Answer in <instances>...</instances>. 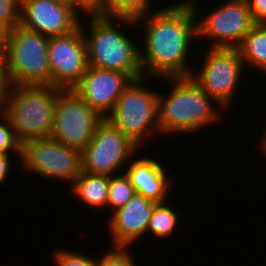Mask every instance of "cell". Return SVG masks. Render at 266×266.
Here are the masks:
<instances>
[{
	"instance_id": "1",
	"label": "cell",
	"mask_w": 266,
	"mask_h": 266,
	"mask_svg": "<svg viewBox=\"0 0 266 266\" xmlns=\"http://www.w3.org/2000/svg\"><path fill=\"white\" fill-rule=\"evenodd\" d=\"M198 4L197 0H182L135 17L136 23L143 25L145 34L142 41L145 49L143 52L139 48V59L147 80L154 76H190L195 70L187 64L192 39H197Z\"/></svg>"
},
{
	"instance_id": "2",
	"label": "cell",
	"mask_w": 266,
	"mask_h": 266,
	"mask_svg": "<svg viewBox=\"0 0 266 266\" xmlns=\"http://www.w3.org/2000/svg\"><path fill=\"white\" fill-rule=\"evenodd\" d=\"M159 79L170 82L168 85L173 86L168 95L158 93L160 134H190L197 130L200 131L206 125H213L214 122L221 119L222 112L218 108H214V104L215 107L216 105L220 106L218 102L201 89L190 76Z\"/></svg>"
},
{
	"instance_id": "3",
	"label": "cell",
	"mask_w": 266,
	"mask_h": 266,
	"mask_svg": "<svg viewBox=\"0 0 266 266\" xmlns=\"http://www.w3.org/2000/svg\"><path fill=\"white\" fill-rule=\"evenodd\" d=\"M88 18V25H85L88 31L83 29V24L80 22L87 45L88 65L123 72L133 79L143 77L139 59L140 47L116 27L122 24L123 26L128 24L129 27L137 26L135 18L95 14H89ZM116 21L120 24H114Z\"/></svg>"
},
{
	"instance_id": "4",
	"label": "cell",
	"mask_w": 266,
	"mask_h": 266,
	"mask_svg": "<svg viewBox=\"0 0 266 266\" xmlns=\"http://www.w3.org/2000/svg\"><path fill=\"white\" fill-rule=\"evenodd\" d=\"M52 85H13L2 115L21 143L50 137L54 107L62 91Z\"/></svg>"
},
{
	"instance_id": "5",
	"label": "cell",
	"mask_w": 266,
	"mask_h": 266,
	"mask_svg": "<svg viewBox=\"0 0 266 266\" xmlns=\"http://www.w3.org/2000/svg\"><path fill=\"white\" fill-rule=\"evenodd\" d=\"M147 77L133 79L117 99L106 119L138 147L160 133L158 91L145 87ZM148 136V138H146ZM145 139V140H144ZM143 142V144H142Z\"/></svg>"
},
{
	"instance_id": "6",
	"label": "cell",
	"mask_w": 266,
	"mask_h": 266,
	"mask_svg": "<svg viewBox=\"0 0 266 266\" xmlns=\"http://www.w3.org/2000/svg\"><path fill=\"white\" fill-rule=\"evenodd\" d=\"M49 37L23 28L8 31L4 63L13 85H51Z\"/></svg>"
},
{
	"instance_id": "7",
	"label": "cell",
	"mask_w": 266,
	"mask_h": 266,
	"mask_svg": "<svg viewBox=\"0 0 266 266\" xmlns=\"http://www.w3.org/2000/svg\"><path fill=\"white\" fill-rule=\"evenodd\" d=\"M138 150L136 144L104 118L81 151V170L90 174L115 175L120 167L125 168L126 161L132 160Z\"/></svg>"
},
{
	"instance_id": "8",
	"label": "cell",
	"mask_w": 266,
	"mask_h": 266,
	"mask_svg": "<svg viewBox=\"0 0 266 266\" xmlns=\"http://www.w3.org/2000/svg\"><path fill=\"white\" fill-rule=\"evenodd\" d=\"M21 167L34 175L68 181L72 185L81 173V152L51 137L22 143Z\"/></svg>"
},
{
	"instance_id": "9",
	"label": "cell",
	"mask_w": 266,
	"mask_h": 266,
	"mask_svg": "<svg viewBox=\"0 0 266 266\" xmlns=\"http://www.w3.org/2000/svg\"><path fill=\"white\" fill-rule=\"evenodd\" d=\"M103 119L73 89L62 90L54 107L50 137L81 152Z\"/></svg>"
},
{
	"instance_id": "10",
	"label": "cell",
	"mask_w": 266,
	"mask_h": 266,
	"mask_svg": "<svg viewBox=\"0 0 266 266\" xmlns=\"http://www.w3.org/2000/svg\"><path fill=\"white\" fill-rule=\"evenodd\" d=\"M208 51L203 65L198 68L201 70H193L190 77L218 102L219 108L227 109L232 105L240 76L246 68L237 49L210 48Z\"/></svg>"
},
{
	"instance_id": "11",
	"label": "cell",
	"mask_w": 266,
	"mask_h": 266,
	"mask_svg": "<svg viewBox=\"0 0 266 266\" xmlns=\"http://www.w3.org/2000/svg\"><path fill=\"white\" fill-rule=\"evenodd\" d=\"M197 23V38L210 39L209 48L236 49L256 24L246 0H227Z\"/></svg>"
},
{
	"instance_id": "12",
	"label": "cell",
	"mask_w": 266,
	"mask_h": 266,
	"mask_svg": "<svg viewBox=\"0 0 266 266\" xmlns=\"http://www.w3.org/2000/svg\"><path fill=\"white\" fill-rule=\"evenodd\" d=\"M47 53L51 85L63 90L73 89L89 66L81 26L68 34L49 37Z\"/></svg>"
},
{
	"instance_id": "13",
	"label": "cell",
	"mask_w": 266,
	"mask_h": 266,
	"mask_svg": "<svg viewBox=\"0 0 266 266\" xmlns=\"http://www.w3.org/2000/svg\"><path fill=\"white\" fill-rule=\"evenodd\" d=\"M75 9L53 0H21L20 25L47 37L68 34L80 26Z\"/></svg>"
},
{
	"instance_id": "14",
	"label": "cell",
	"mask_w": 266,
	"mask_h": 266,
	"mask_svg": "<svg viewBox=\"0 0 266 266\" xmlns=\"http://www.w3.org/2000/svg\"><path fill=\"white\" fill-rule=\"evenodd\" d=\"M132 80L133 78L126 73L89 65L73 90L90 108L106 118Z\"/></svg>"
},
{
	"instance_id": "15",
	"label": "cell",
	"mask_w": 266,
	"mask_h": 266,
	"mask_svg": "<svg viewBox=\"0 0 266 266\" xmlns=\"http://www.w3.org/2000/svg\"><path fill=\"white\" fill-rule=\"evenodd\" d=\"M156 204L143 195L135 194L127 204L113 211L108 220L112 247H129L146 235Z\"/></svg>"
},
{
	"instance_id": "16",
	"label": "cell",
	"mask_w": 266,
	"mask_h": 266,
	"mask_svg": "<svg viewBox=\"0 0 266 266\" xmlns=\"http://www.w3.org/2000/svg\"><path fill=\"white\" fill-rule=\"evenodd\" d=\"M161 164L163 163L157 162L154 158L137 157L124 171L136 194L143 195L156 203L166 202L172 188L171 178Z\"/></svg>"
},
{
	"instance_id": "17",
	"label": "cell",
	"mask_w": 266,
	"mask_h": 266,
	"mask_svg": "<svg viewBox=\"0 0 266 266\" xmlns=\"http://www.w3.org/2000/svg\"><path fill=\"white\" fill-rule=\"evenodd\" d=\"M76 199L91 208H107L109 176L82 172L71 185ZM73 190V191H72Z\"/></svg>"
},
{
	"instance_id": "18",
	"label": "cell",
	"mask_w": 266,
	"mask_h": 266,
	"mask_svg": "<svg viewBox=\"0 0 266 266\" xmlns=\"http://www.w3.org/2000/svg\"><path fill=\"white\" fill-rule=\"evenodd\" d=\"M236 49L244 66L266 73V24H255Z\"/></svg>"
},
{
	"instance_id": "19",
	"label": "cell",
	"mask_w": 266,
	"mask_h": 266,
	"mask_svg": "<svg viewBox=\"0 0 266 266\" xmlns=\"http://www.w3.org/2000/svg\"><path fill=\"white\" fill-rule=\"evenodd\" d=\"M170 207L169 202L157 203L152 211L147 233L153 236L165 239L172 233L174 234L176 225L179 221V214Z\"/></svg>"
},
{
	"instance_id": "20",
	"label": "cell",
	"mask_w": 266,
	"mask_h": 266,
	"mask_svg": "<svg viewBox=\"0 0 266 266\" xmlns=\"http://www.w3.org/2000/svg\"><path fill=\"white\" fill-rule=\"evenodd\" d=\"M151 0H101V15L137 17L151 11Z\"/></svg>"
},
{
	"instance_id": "21",
	"label": "cell",
	"mask_w": 266,
	"mask_h": 266,
	"mask_svg": "<svg viewBox=\"0 0 266 266\" xmlns=\"http://www.w3.org/2000/svg\"><path fill=\"white\" fill-rule=\"evenodd\" d=\"M123 172H119L120 175L109 176L107 208H111L110 211L123 207L136 194L135 188Z\"/></svg>"
},
{
	"instance_id": "22",
	"label": "cell",
	"mask_w": 266,
	"mask_h": 266,
	"mask_svg": "<svg viewBox=\"0 0 266 266\" xmlns=\"http://www.w3.org/2000/svg\"><path fill=\"white\" fill-rule=\"evenodd\" d=\"M0 120V153L10 154L12 152V155L15 154L13 157H18L20 160L22 143L2 114H0Z\"/></svg>"
},
{
	"instance_id": "23",
	"label": "cell",
	"mask_w": 266,
	"mask_h": 266,
	"mask_svg": "<svg viewBox=\"0 0 266 266\" xmlns=\"http://www.w3.org/2000/svg\"><path fill=\"white\" fill-rule=\"evenodd\" d=\"M111 250L105 252L99 259H95V266H136L129 247H112Z\"/></svg>"
},
{
	"instance_id": "24",
	"label": "cell",
	"mask_w": 266,
	"mask_h": 266,
	"mask_svg": "<svg viewBox=\"0 0 266 266\" xmlns=\"http://www.w3.org/2000/svg\"><path fill=\"white\" fill-rule=\"evenodd\" d=\"M21 0H0V25L10 31L20 25Z\"/></svg>"
},
{
	"instance_id": "25",
	"label": "cell",
	"mask_w": 266,
	"mask_h": 266,
	"mask_svg": "<svg viewBox=\"0 0 266 266\" xmlns=\"http://www.w3.org/2000/svg\"><path fill=\"white\" fill-rule=\"evenodd\" d=\"M56 266H95V257H88L69 249L54 252Z\"/></svg>"
},
{
	"instance_id": "26",
	"label": "cell",
	"mask_w": 266,
	"mask_h": 266,
	"mask_svg": "<svg viewBox=\"0 0 266 266\" xmlns=\"http://www.w3.org/2000/svg\"><path fill=\"white\" fill-rule=\"evenodd\" d=\"M12 86L7 67L4 61L0 60V114L5 108Z\"/></svg>"
},
{
	"instance_id": "27",
	"label": "cell",
	"mask_w": 266,
	"mask_h": 266,
	"mask_svg": "<svg viewBox=\"0 0 266 266\" xmlns=\"http://www.w3.org/2000/svg\"><path fill=\"white\" fill-rule=\"evenodd\" d=\"M256 24H266V0H246Z\"/></svg>"
},
{
	"instance_id": "28",
	"label": "cell",
	"mask_w": 266,
	"mask_h": 266,
	"mask_svg": "<svg viewBox=\"0 0 266 266\" xmlns=\"http://www.w3.org/2000/svg\"><path fill=\"white\" fill-rule=\"evenodd\" d=\"M81 11L84 15H101V0H79V14Z\"/></svg>"
},
{
	"instance_id": "29",
	"label": "cell",
	"mask_w": 266,
	"mask_h": 266,
	"mask_svg": "<svg viewBox=\"0 0 266 266\" xmlns=\"http://www.w3.org/2000/svg\"><path fill=\"white\" fill-rule=\"evenodd\" d=\"M11 154L0 153V186L5 182L10 174L11 164Z\"/></svg>"
},
{
	"instance_id": "30",
	"label": "cell",
	"mask_w": 266,
	"mask_h": 266,
	"mask_svg": "<svg viewBox=\"0 0 266 266\" xmlns=\"http://www.w3.org/2000/svg\"><path fill=\"white\" fill-rule=\"evenodd\" d=\"M8 30L0 25V60H4Z\"/></svg>"
},
{
	"instance_id": "31",
	"label": "cell",
	"mask_w": 266,
	"mask_h": 266,
	"mask_svg": "<svg viewBox=\"0 0 266 266\" xmlns=\"http://www.w3.org/2000/svg\"><path fill=\"white\" fill-rule=\"evenodd\" d=\"M75 9L79 13V0H53Z\"/></svg>"
},
{
	"instance_id": "32",
	"label": "cell",
	"mask_w": 266,
	"mask_h": 266,
	"mask_svg": "<svg viewBox=\"0 0 266 266\" xmlns=\"http://www.w3.org/2000/svg\"><path fill=\"white\" fill-rule=\"evenodd\" d=\"M263 132H265L264 135H262L264 137L261 138L262 141L259 143L260 144L259 147L261 148L262 153L265 154L266 157V130Z\"/></svg>"
}]
</instances>
